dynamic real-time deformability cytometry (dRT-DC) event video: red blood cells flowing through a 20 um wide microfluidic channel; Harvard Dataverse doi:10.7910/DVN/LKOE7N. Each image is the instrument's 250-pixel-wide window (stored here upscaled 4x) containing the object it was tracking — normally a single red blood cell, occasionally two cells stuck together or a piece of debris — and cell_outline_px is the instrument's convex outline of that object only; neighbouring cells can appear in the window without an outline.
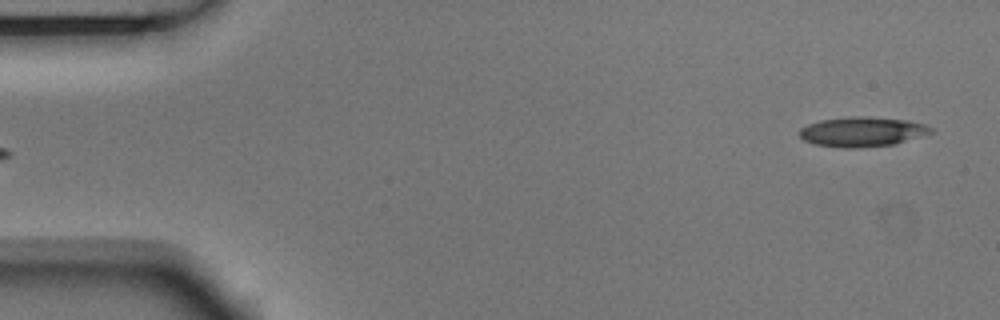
{"species": "Egyptian fruit bat (a non-hibernating species)", "species_latin": "Rousettus aegyptiacus", "temperature_condition": "room temperature", "stored_images_in_passage": 4, "segment_of_instrument_passage": [2, 2], "camera_frame_rate_fps": 3000, "um_per_image_px": 0.085, "animal": {"sex": "male"}, "frame": {"image": 1, "passage_image": 4, "time_ms": 1.0, "image_size_px": [1000, 320], "cell_outline_px": [[932, 132], [896, 144], [856, 148], [840, 148], [816, 144], [804, 140], [800, 136], [800, 128], [808, 124], [820, 120], [852, 116], [868, 116], [908, 120], [924, 124], [932, 128]], "centroid_in_image_um": [73.28, 11.19], "position_along_channel_um": 11.7, "area_um2": 22.77}}